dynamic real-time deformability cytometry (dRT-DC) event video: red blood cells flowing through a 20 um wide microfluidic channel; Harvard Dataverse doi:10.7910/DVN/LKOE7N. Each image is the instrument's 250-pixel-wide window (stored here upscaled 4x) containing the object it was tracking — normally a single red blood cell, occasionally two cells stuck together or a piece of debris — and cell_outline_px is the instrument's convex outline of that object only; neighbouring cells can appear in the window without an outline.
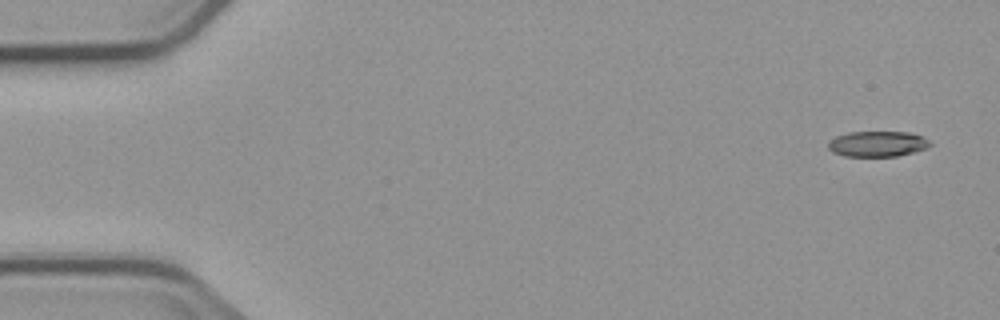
{"species": "common noctule bat (a hibernating species)", "species_latin": "Nyctalus noctula", "temperature_condition": "cold", "stored_images_in_passage": 5, "camera_frame_rate_fps": 3000, "um_per_image_px": 0.085, "animal": {"sex": "male", "body_mass_g": 23.1, "forearm_length_mm": 52.7}, "frame": {"image": 1, "passage_image": 1, "time_ms": 0.0, "image_size_px": [1000, 320], "cell_outline_px": [[932, 144], [924, 148], [912, 152], [896, 156], [844, 156], [832, 152], [828, 148], [828, 140], [836, 136], [848, 132], [908, 132], [920, 136], [928, 140]], "centroid_in_image_um": [74.52, 12.23], "position_along_channel_um": 10.5, "area_um2": 15.03}}
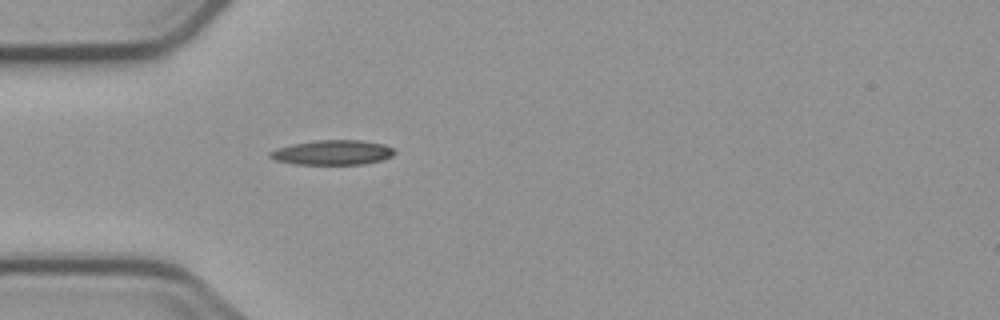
{"frame": {"image": 2, "passage_image": 5, "time_ms": 4.667, "image_size_px": [1000, 320], "cell_outline_px": [[396, 152], [392, 156], [380, 160], [364, 164], [296, 164], [276, 160], [268, 156], [268, 152], [276, 148], [292, 144], [316, 140], [360, 140], [384, 144], [392, 148]], "centroid_in_image_um": [28.25, 12.96], "position_along_channel_um": 56.8, "area_um2": 17.92}}